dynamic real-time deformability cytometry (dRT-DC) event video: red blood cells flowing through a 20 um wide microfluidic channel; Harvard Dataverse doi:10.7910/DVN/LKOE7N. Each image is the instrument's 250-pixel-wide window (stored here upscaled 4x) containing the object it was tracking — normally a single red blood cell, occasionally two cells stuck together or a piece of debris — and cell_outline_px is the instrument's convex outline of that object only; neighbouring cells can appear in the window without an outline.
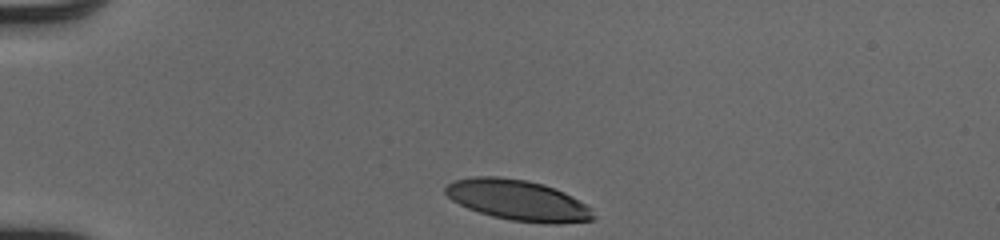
{"species": "human", "species_latin": "Homo sapiens", "temperature_condition": "cold", "stored_images_in_passage": 32, "camera_frame_rate_fps": 3000, "um_per_image_px": 0.085, "donor": {"sex": "male"}, "frame": {"image": 1, "passage_image": 1, "time_ms": 0.0, "image_size_px": [1000, 240], "cell_outline_px": [[596, 216], [592, 220], [560, 224], [544, 224], [512, 220], [492, 216], [468, 208], [452, 200], [444, 192], [444, 188], [448, 184], [456, 180], [472, 176], [500, 176], [528, 180], [544, 184], [564, 192], [572, 196], [592, 208]], "centroid_in_image_um": [44.06, 17.02], "position_along_channel_um": 40.9, "area_um2": 35.2}}
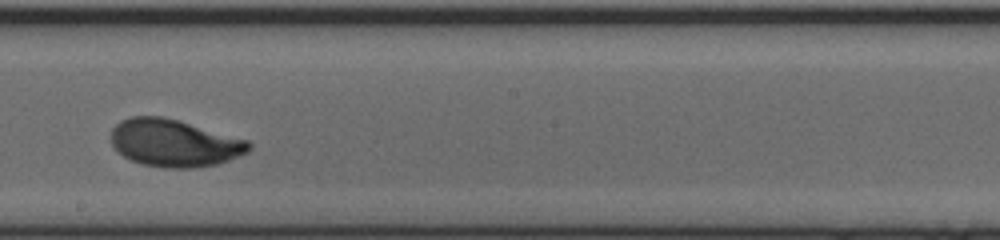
{"frame": {"image": 2, "passage_image": 19, "time_ms": 6.0, "image_size_px": [1000, 240], "cell_outline_px": [[252, 148], [248, 152], [228, 160], [216, 164], [196, 168], [164, 168], [144, 164], [132, 160], [124, 156], [112, 144], [112, 128], [120, 120], [132, 116], [164, 116], [248, 140], [252, 144]], "centroid_in_image_um": [14.83, 12.15], "position_along_channel_um": 233.4, "area_um2": 37.92}}
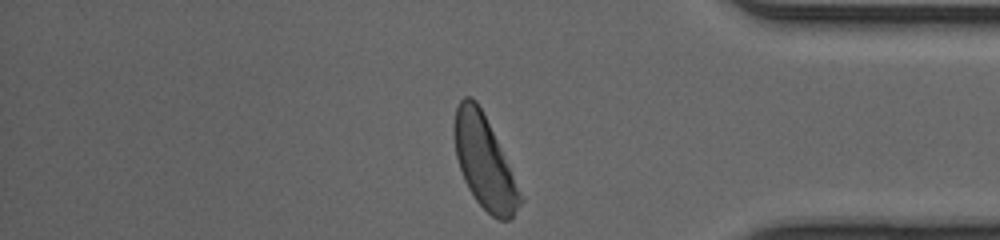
{"frame": {"image": 3, "passage_image": 32, "time_ms": 10.333, "image_size_px": [1000, 240], "cell_outline_px": [[524, 200], [512, 216], [508, 220], [496, 220], [476, 200], [468, 188], [464, 180], [456, 156], [452, 132], [452, 128], [456, 108], [460, 100], [464, 96], [472, 96], [476, 100], [496, 140]], "centroid_in_image_um": [41.12, 13.78], "position_along_channel_um": 394.1, "area_um2": 34.8}, "authors_computed_cell_mechanics": {"area_um2": 36.9342, "velocity_mm_per_s": 4.0813, "shape_relaxation_time_tau1_ms": 2.2467, "shape_relaxation_time_tau2_ms": 0.8639, "deformation_change_tau1": 0.1641, "deformation_change_tau2": 0.0627}}